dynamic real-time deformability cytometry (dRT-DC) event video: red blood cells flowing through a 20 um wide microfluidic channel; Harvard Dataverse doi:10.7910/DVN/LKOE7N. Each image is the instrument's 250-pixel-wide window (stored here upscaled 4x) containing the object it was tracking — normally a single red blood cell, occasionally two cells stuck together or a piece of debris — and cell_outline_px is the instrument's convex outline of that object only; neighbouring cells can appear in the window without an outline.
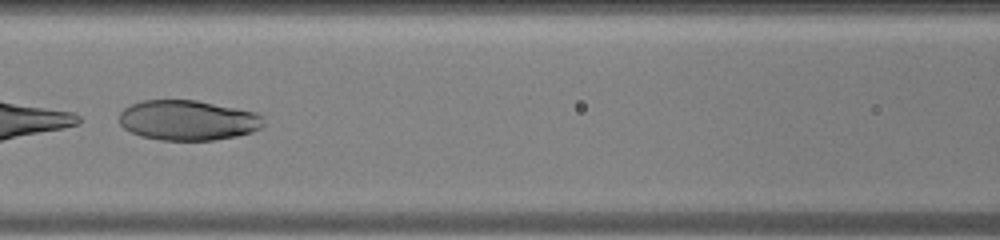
{"species": "human", "species_latin": "Homo sapiens", "temperature_condition": "warm", "stored_images_in_passage": 44, "camera_frame_rate_fps": 3000, "um_per_image_px": 0.085, "donor": {"sex": "male"}, "frame": {"image": 1, "passage_image": 21, "time_ms": 6.667, "image_size_px": [1000, 240], "cell_outline_px": [[264, 124], [260, 128], [252, 132], [236, 136], [212, 140], [160, 140], [140, 136], [124, 128], [120, 124], [120, 112], [124, 108], [132, 104], [144, 100], [196, 100], [256, 112], [264, 116]], "centroid_in_image_um": [15.98, 10.22], "position_along_channel_um": 150.6, "area_um2": 33.76}}
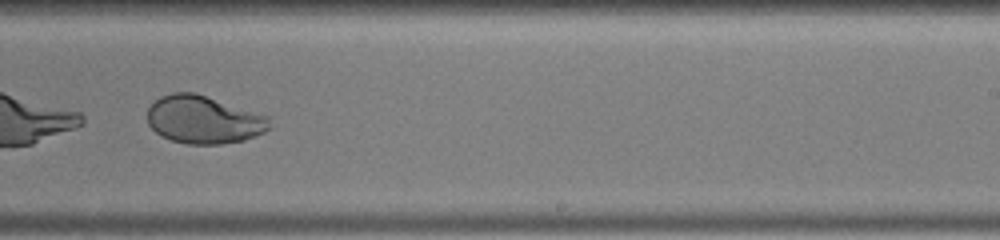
{"frame": {"image": 2, "passage_image": 29, "time_ms": 9.333, "image_size_px": [1000, 240], "cell_outline_px": [[272, 128], [256, 136], [244, 140], [220, 144], [188, 144], [172, 140], [160, 136], [148, 124], [148, 108], [160, 96], [172, 92], [196, 92], [272, 116]], "centroid_in_image_um": [17.38, 10.16], "position_along_channel_um": 271.6, "area_um2": 34.74}}
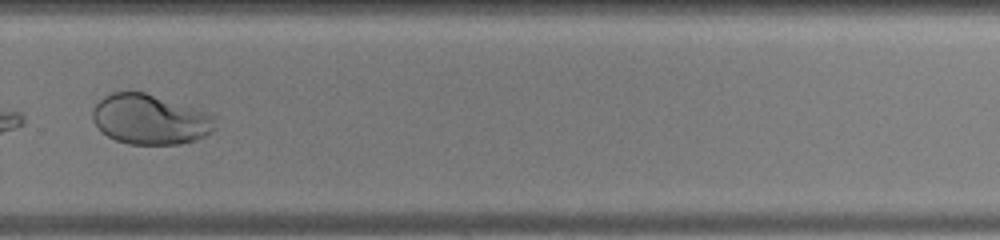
{"frame": {"image": 3, "passage_image": 32, "time_ms": 10.333, "image_size_px": [1000, 240], "cell_outline_px": [[216, 128], [212, 132], [196, 140], [180, 144], [128, 144], [116, 140], [108, 136], [92, 120], [92, 112], [96, 104], [104, 96], [112, 92], [144, 92], [216, 116]], "centroid_in_image_um": [12.76, 10.16], "position_along_channel_um": 317.0, "area_um2": 35.37}}